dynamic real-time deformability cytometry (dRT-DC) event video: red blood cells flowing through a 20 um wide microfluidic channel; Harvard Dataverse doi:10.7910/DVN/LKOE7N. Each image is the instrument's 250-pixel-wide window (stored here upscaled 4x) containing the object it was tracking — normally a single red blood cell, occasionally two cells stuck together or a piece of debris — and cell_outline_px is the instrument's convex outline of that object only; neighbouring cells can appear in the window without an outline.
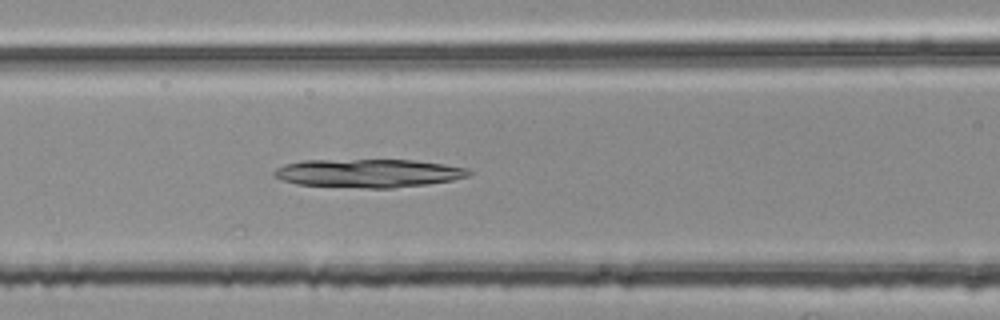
{"species": "common noctule bat (a hibernating species)", "species_latin": "Nyctalus noctula", "temperature_condition": "room temperature", "stored_images_in_passage": 6, "camera_frame_rate_fps": 3000, "um_per_image_px": 0.085, "animal": {"sex": "female", "body_mass_g": 25.1}, "frame": {"image": 1, "passage_image": 6, "time_ms": 1.667, "image_size_px": [1000, 320], "cell_outline_px": [[472, 172], [468, 176], [452, 180], [428, 184], [392, 188], [364, 188], [296, 184], [272, 176], [272, 172], [276, 168], [284, 164], [300, 160], [412, 160], [444, 164], [468, 168]], "centroid_in_image_um": [31.29, 14.72], "position_along_channel_um": 135.3, "area_um2": 32.31}}